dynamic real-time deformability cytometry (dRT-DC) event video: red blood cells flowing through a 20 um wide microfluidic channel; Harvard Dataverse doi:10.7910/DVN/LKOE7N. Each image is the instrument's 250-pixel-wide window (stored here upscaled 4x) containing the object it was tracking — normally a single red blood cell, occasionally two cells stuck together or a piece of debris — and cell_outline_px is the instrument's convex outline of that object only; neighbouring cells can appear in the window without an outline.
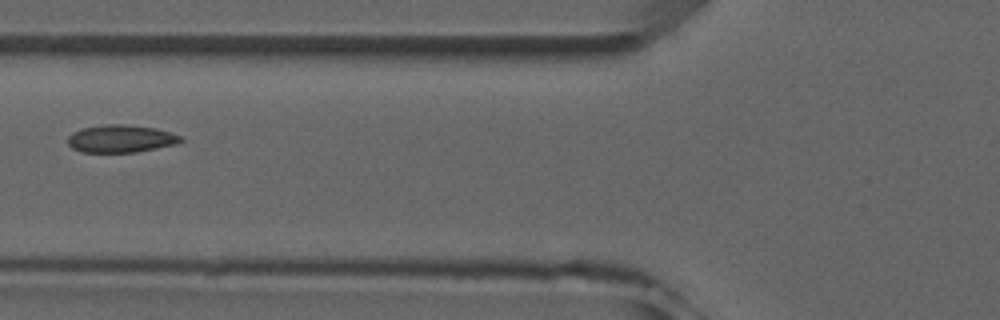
{"species": "common noctule bat (a hibernating species)", "species_latin": "Nyctalus noctula", "temperature_condition": "room temperature", "stored_images_in_passage": 4, "camera_frame_rate_fps": 3000, "um_per_image_px": 0.085, "animal": {"sex": "male", "forearm_length_mm": 52.5}, "frame": {"image": 1, "passage_image": 4, "time_ms": 3.333, "image_size_px": [1000, 320], "cell_outline_px": [[184, 140], [176, 144], [136, 152], [80, 152], [72, 148], [68, 144], [68, 136], [72, 132], [80, 128], [104, 124], [124, 124], [156, 128], [180, 136]], "centroid_in_image_um": [10.23, 11.78], "position_along_channel_um": 115.6, "area_um2": 18.21}}